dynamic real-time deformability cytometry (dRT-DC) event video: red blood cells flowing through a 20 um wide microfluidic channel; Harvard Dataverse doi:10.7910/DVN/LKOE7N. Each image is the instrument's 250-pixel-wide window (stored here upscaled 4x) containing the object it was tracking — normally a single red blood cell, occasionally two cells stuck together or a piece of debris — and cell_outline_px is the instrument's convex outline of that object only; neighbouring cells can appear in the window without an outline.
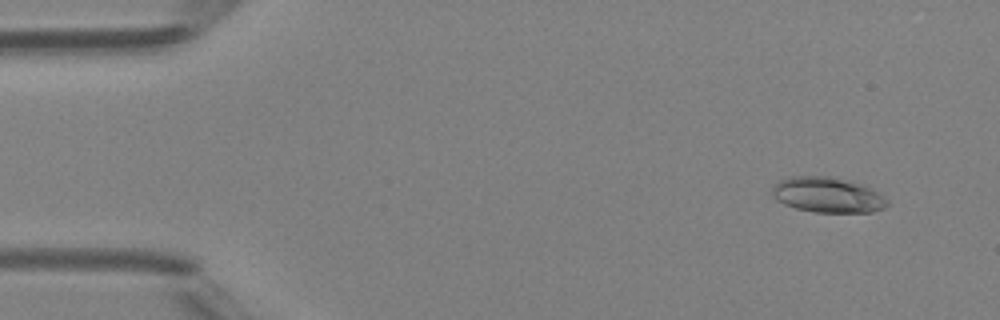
{"species": "Egyptian fruit bat (a non-hibernating species)", "species_latin": "Rousettus aegyptiacus", "temperature_condition": "room temperature", "stored_images_in_passage": 5, "camera_frame_rate_fps": 3000, "um_per_image_px": 0.085, "animal": {"sex": "female"}, "frame": {"image": 1, "passage_image": 2, "time_ms": 1.0, "image_size_px": [1000, 320], "cell_outline_px": [[888, 204], [884, 208], [872, 212], [816, 212], [796, 208], [784, 204], [776, 200], [772, 196], [772, 188], [780, 180], [788, 176], [832, 176], [852, 180], [864, 184], [872, 188], [884, 196], [888, 200]], "centroid_in_image_um": [70.37, 16.55], "position_along_channel_um": 14.6, "area_um2": 24.04}}
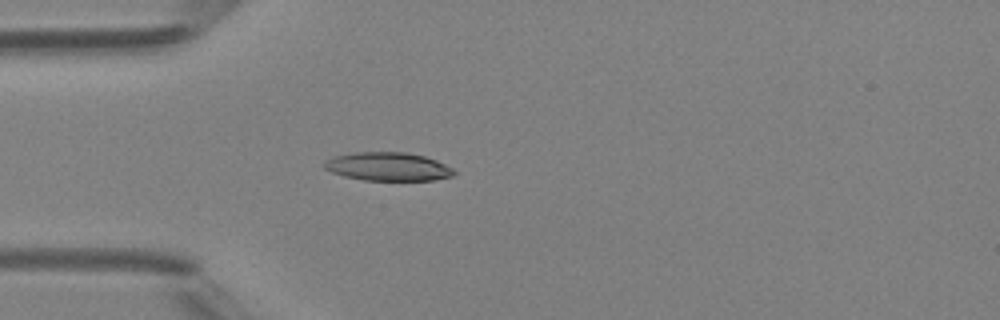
{"frame": {"image": 2, "passage_image": 5, "time_ms": 4.333, "image_size_px": [1000, 320], "cell_outline_px": [[456, 172], [452, 176], [432, 180], [364, 180], [344, 176], [332, 172], [324, 168], [324, 160], [336, 156], [356, 152], [408, 152], [424, 156], [436, 160], [452, 168]], "centroid_in_image_um": [32.97, 14.15], "position_along_channel_um": 52.0, "area_um2": 21.39}}